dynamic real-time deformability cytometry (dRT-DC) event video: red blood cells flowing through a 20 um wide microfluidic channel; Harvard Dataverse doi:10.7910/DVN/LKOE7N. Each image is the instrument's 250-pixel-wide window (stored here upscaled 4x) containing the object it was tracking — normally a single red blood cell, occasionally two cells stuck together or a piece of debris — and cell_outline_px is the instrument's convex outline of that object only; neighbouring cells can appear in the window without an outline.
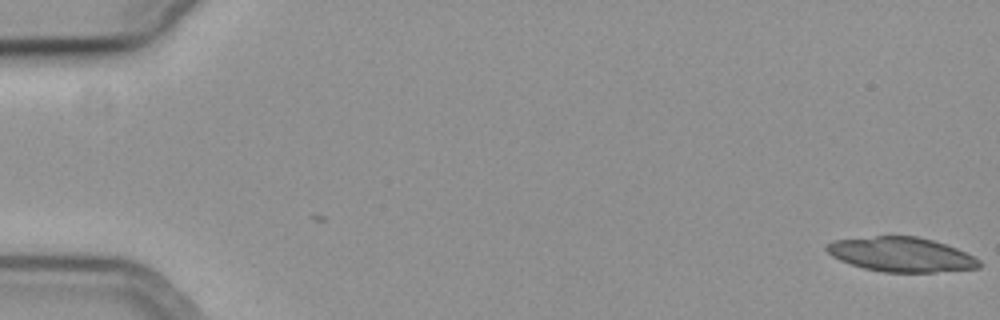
{"species": "common noctule bat (a hibernating species)", "species_latin": "Nyctalus noctula", "temperature_condition": "cold", "stored_images_in_passage": 24, "segment_of_instrument_passage": [1, 2], "camera_frame_rate_fps": 3000, "um_per_image_px": 0.085, "animal": {"sex": "female", "body_mass_g": 19.3, "forearm_length_mm": 54.1}, "frame": {"image": 1, "passage_image": 1, "time_ms": 0.0, "image_size_px": [1000, 320], "cell_outline_px": [[980, 268], [936, 272], [884, 272], [864, 268], [840, 260], [832, 256], [824, 248], [828, 244], [836, 240], [876, 236], [916, 236], [932, 240], [956, 248], [980, 260]], "centroid_in_image_um": [76.61, 21.64], "position_along_channel_um": 8.4, "area_um2": 30.35}}